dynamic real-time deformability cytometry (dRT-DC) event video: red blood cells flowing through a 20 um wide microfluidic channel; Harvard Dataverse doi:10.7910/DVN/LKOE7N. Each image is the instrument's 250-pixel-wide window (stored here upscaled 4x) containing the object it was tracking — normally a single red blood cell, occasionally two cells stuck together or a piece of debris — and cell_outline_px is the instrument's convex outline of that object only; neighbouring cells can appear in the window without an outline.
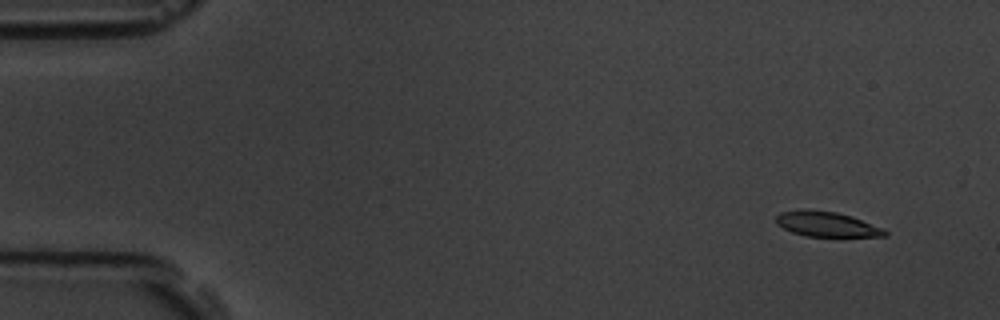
{"species": "common noctule bat (a hibernating species)", "species_latin": "Nyctalus noctula", "temperature_condition": "room temperature", "stored_images_in_passage": 10, "camera_frame_rate_fps": 3000, "um_per_image_px": 0.085, "animal": {"sex": "male", "body_mass_g": 19.5, "forearm_length_mm": 54.6}, "frame": {"image": 1, "passage_image": 1, "time_ms": 0.0, "image_size_px": [1000, 320], "cell_outline_px": [[888, 236], [804, 236], [792, 232], [776, 224], [776, 216], [780, 212], [804, 208], [836, 212], [852, 216], [884, 228], [888, 232]], "centroid_in_image_um": [70.25, 19.04], "position_along_channel_um": 14.7, "area_um2": 16.01}}
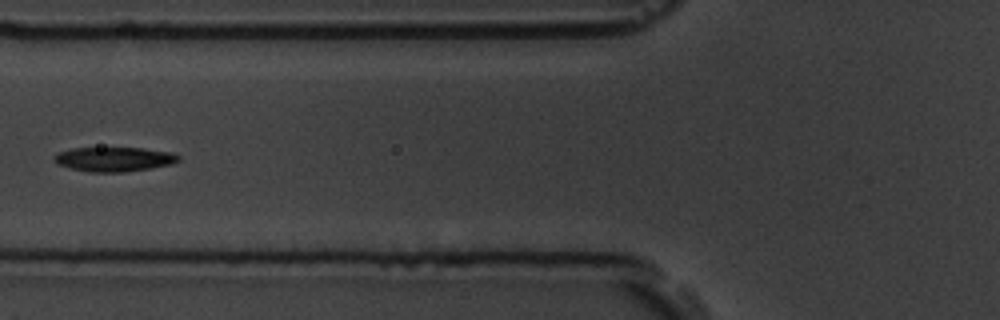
{"frame": {"image": 2, "passage_image": 6, "time_ms": 6.0, "image_size_px": [1000, 320], "cell_outline_px": [[180, 160], [172, 164], [152, 168], [124, 172], [88, 172], [56, 164], [52, 160], [52, 156], [56, 152], [72, 148], [144, 148], [172, 152], [180, 156]], "centroid_in_image_um": [9.67, 13.53], "position_along_channel_um": 116.1, "area_um2": 17.98}}
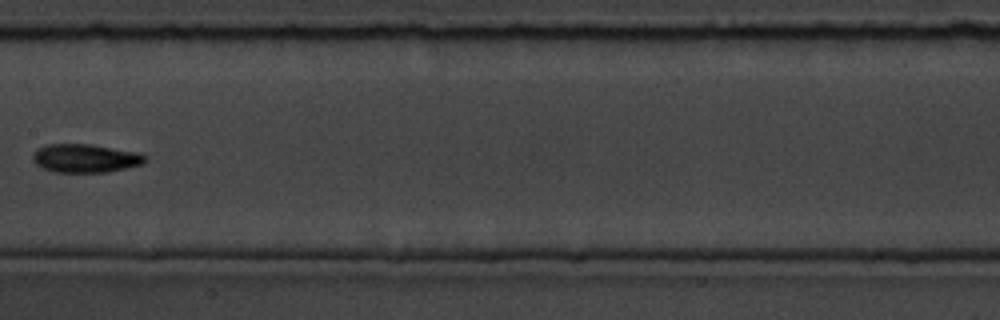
{"frame": {"image": 3, "passage_image": 8, "time_ms": 8.333, "image_size_px": [1000, 320], "cell_outline_px": [[148, 160], [144, 164], [108, 172], [56, 172], [44, 168], [36, 164], [32, 160], [32, 156], [36, 148], [48, 144], [92, 144], [140, 152], [148, 156]], "centroid_in_image_um": [7.31, 13.44], "position_along_channel_um": 200.1, "area_um2": 18.96}}